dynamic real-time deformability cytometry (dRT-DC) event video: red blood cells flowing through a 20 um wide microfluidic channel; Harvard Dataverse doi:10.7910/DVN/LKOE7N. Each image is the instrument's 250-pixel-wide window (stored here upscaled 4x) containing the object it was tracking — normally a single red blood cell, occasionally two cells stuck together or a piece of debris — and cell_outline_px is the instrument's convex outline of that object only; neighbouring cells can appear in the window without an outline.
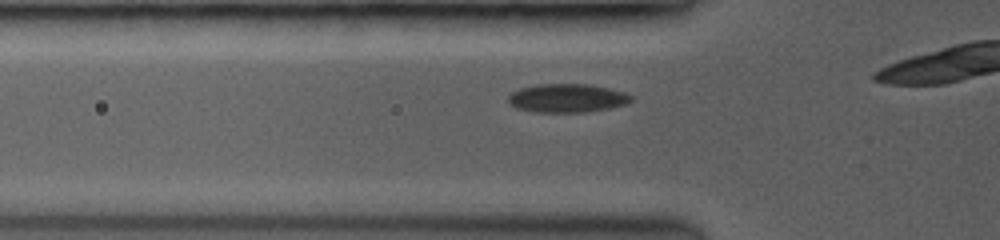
{"species": "common noctule bat (a hibernating species)", "species_latin": "Nyctalus noctula", "temperature_condition": "room temperature", "stored_images_in_passage": 10, "camera_frame_rate_fps": 3500, "um_per_image_px": 0.085, "animal": {"sex": "female", "body_mass_g": 19.0, "forearm_length_mm": 53.3}, "frame": {"image": 1, "passage_image": 5, "time_ms": 1.429, "image_size_px": [1000, 240], "cell_outline_px": [[632, 100], [624, 104], [608, 108], [580, 112], [536, 112], [516, 108], [508, 100], [508, 96], [512, 92], [520, 88], [536, 84], [584, 84], [624, 92], [632, 96]], "centroid_in_image_um": [48.15, 8.34], "position_along_channel_um": 77.7, "area_um2": 20.06}}
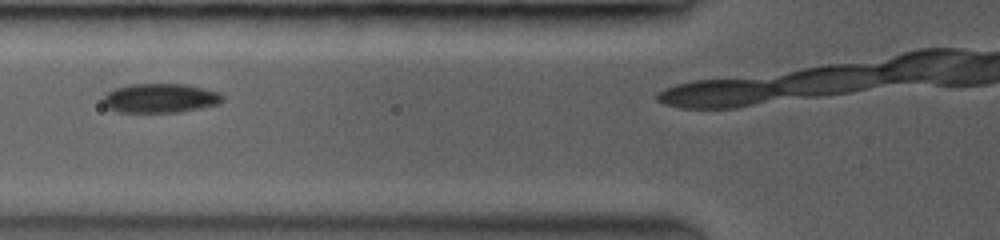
{"frame": {"image": 2, "passage_image": 7, "time_ms": 2.286, "image_size_px": [1000, 240], "cell_outline_px": [[224, 96], [216, 104], [176, 112], [120, 112], [108, 108], [104, 104], [104, 96], [108, 92], [116, 88], [132, 84], [184, 84], [204, 88], [216, 92]], "centroid_in_image_um": [13.57, 8.34], "position_along_channel_um": 112.2, "area_um2": 19.83}}